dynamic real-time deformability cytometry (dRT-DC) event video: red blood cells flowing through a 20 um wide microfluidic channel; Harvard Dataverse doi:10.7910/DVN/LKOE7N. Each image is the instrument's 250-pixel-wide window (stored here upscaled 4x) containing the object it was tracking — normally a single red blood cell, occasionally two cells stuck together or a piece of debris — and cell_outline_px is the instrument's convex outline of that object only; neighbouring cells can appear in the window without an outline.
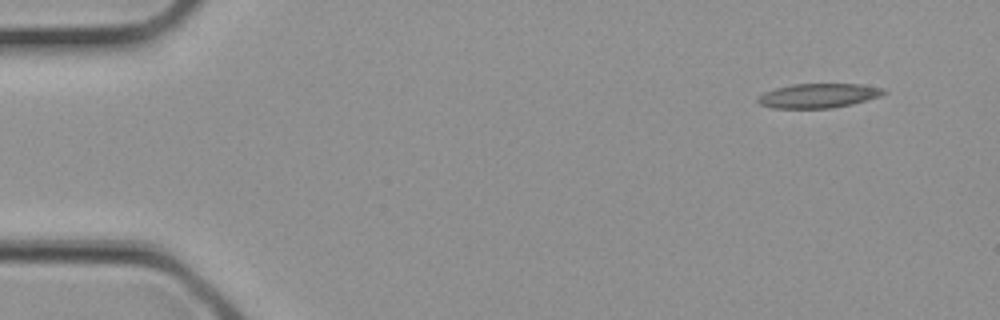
{"species": "common noctule bat (a hibernating species)", "species_latin": "Nyctalus noctula", "temperature_condition": "cold", "stored_images_in_passage": 3, "camera_frame_rate_fps": 3000, "um_per_image_px": 0.085, "animal": {"sex": "female", "body_mass_g": 21.9}, "frame": {"image": 1, "passage_image": 1, "time_ms": 0.0, "image_size_px": [1000, 320], "cell_outline_px": [[888, 92], [880, 96], [852, 104], [832, 108], [772, 108], [760, 104], [756, 100], [756, 96], [764, 92], [776, 88], [792, 84], [860, 84], [884, 88]], "centroid_in_image_um": [69.55, 8.13], "position_along_channel_um": 15.5, "area_um2": 17.98}}
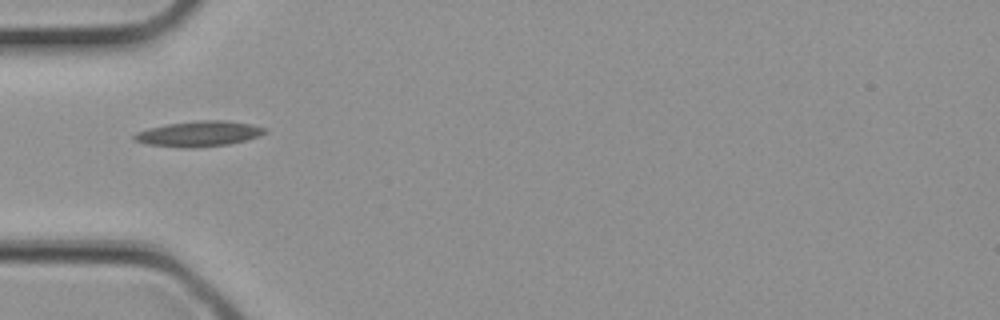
{"frame": {"image": 2, "passage_image": 3, "time_ms": 0.667, "image_size_px": [1000, 320], "cell_outline_px": [[268, 132], [260, 136], [228, 144], [196, 148], [180, 148], [144, 144], [132, 140], [132, 136], [136, 132], [148, 128], [168, 124], [200, 120], [224, 120], [252, 124], [268, 128]], "centroid_in_image_um": [16.89, 11.38], "position_along_channel_um": 68.1, "area_um2": 19.65}}